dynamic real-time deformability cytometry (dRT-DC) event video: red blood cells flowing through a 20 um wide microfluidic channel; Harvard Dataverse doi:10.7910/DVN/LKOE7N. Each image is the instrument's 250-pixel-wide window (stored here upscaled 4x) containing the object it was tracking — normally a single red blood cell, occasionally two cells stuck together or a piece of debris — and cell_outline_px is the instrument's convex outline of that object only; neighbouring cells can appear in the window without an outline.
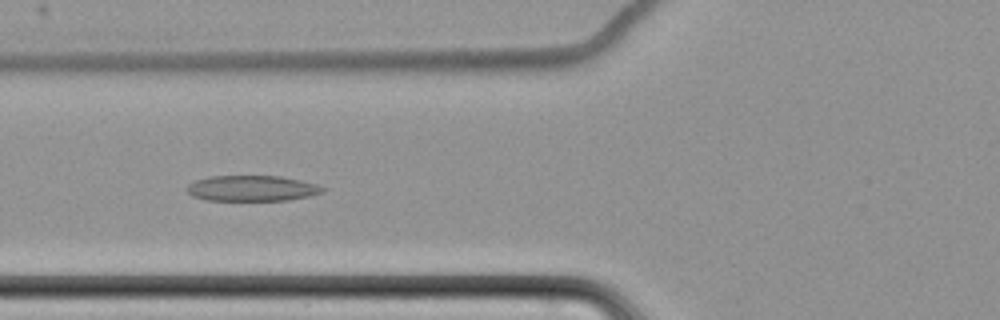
{"species": "common noctule bat (a hibernating species)", "species_latin": "Nyctalus noctula", "temperature_condition": "cold", "stored_images_in_passage": 13, "camera_frame_rate_fps": 3000, "um_per_image_px": 0.085, "animal": {"sex": "female", "body_mass_g": 22.7, "forearm_length_mm": 54.2}, "frame": {"image": 1, "passage_image": 4, "time_ms": 3.667, "image_size_px": [1000, 320], "cell_outline_px": [[324, 192], [308, 196], [288, 200], [204, 200], [192, 196], [184, 188], [188, 184], [196, 180], [208, 176], [280, 176], [300, 180], [316, 184], [324, 188]], "centroid_in_image_um": [21.37, 16.0], "position_along_channel_um": 104.4, "area_um2": 20.29}}
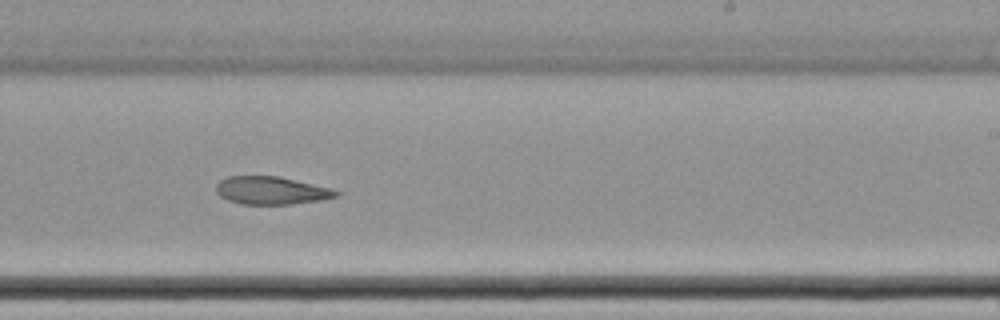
{"frame": {"image": 2, "passage_image": 8, "time_ms": 8.333, "image_size_px": [1000, 320], "cell_outline_px": [[340, 196], [320, 200], [292, 204], [240, 204], [228, 200], [220, 196], [216, 192], [216, 184], [220, 180], [228, 176], [280, 176], [332, 188], [340, 192]], "centroid_in_image_um": [23.08, 16.19], "position_along_channel_um": 265.9, "area_um2": 19.65}}
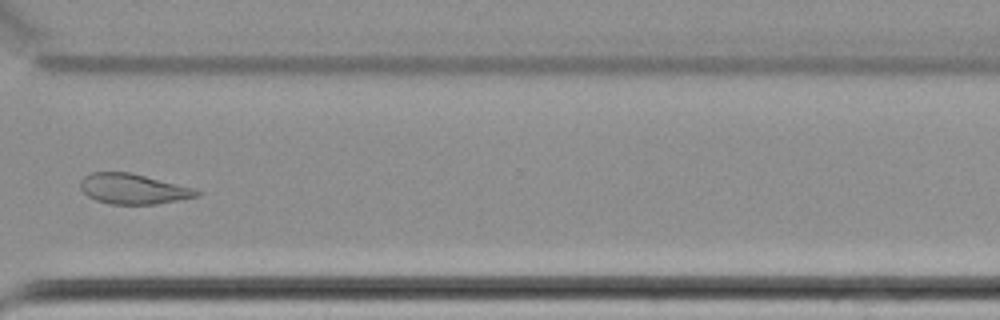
{"frame": {"image": 3, "passage_image": 10, "time_ms": 11.0, "image_size_px": [1000, 320], "cell_outline_px": [[204, 192], [200, 196], [156, 204], [112, 204], [96, 200], [88, 196], [80, 188], [80, 180], [88, 172], [128, 172], [192, 188]], "centroid_in_image_um": [11.3, 16.06], "position_along_channel_um": 359.3, "area_um2": 20.35}, "authors_computed_cell_mechanics": {"area_um2": 20.9814, "velocity_mm_per_s": 3.4677, "shape_relaxation_time_tau1_ms": 7.8703, "shape_relaxation_time_tau2_ms": 6.8888, "deformation_change_tau1": 0.1384, "deformation_change_tau2": 0.1176}}